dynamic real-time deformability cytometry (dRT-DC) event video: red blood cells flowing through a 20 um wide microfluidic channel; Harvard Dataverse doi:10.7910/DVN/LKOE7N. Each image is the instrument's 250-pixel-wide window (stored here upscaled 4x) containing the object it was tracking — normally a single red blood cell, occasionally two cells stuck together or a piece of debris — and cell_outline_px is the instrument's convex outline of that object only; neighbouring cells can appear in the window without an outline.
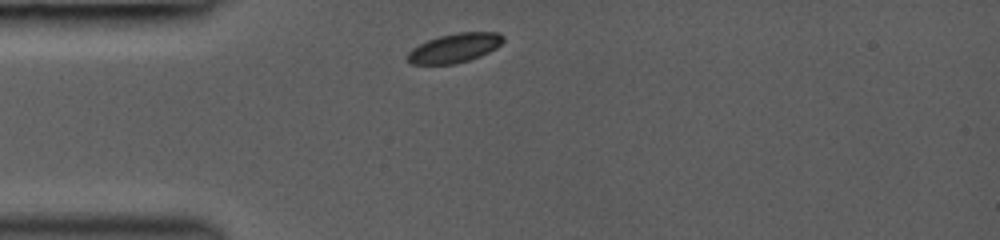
{"species": "common noctule bat (a hibernating species)", "species_latin": "Nyctalus noctula", "temperature_condition": "room temperature", "stored_images_in_passage": 29, "camera_frame_rate_fps": 3000, "um_per_image_px": 0.085, "animal": {"sex": "female", "body_mass_g": 19.0, "forearm_length_mm": 53.3}, "frame": {"image": 1, "passage_image": 1, "time_ms": 0.0, "image_size_px": [1000, 240], "cell_outline_px": [[504, 40], [496, 48], [480, 56], [456, 64], [412, 64], [408, 60], [408, 52], [412, 48], [428, 40], [440, 36], [456, 32], [500, 32], [504, 36]], "centroid_in_image_um": [38.66, 4.07], "position_along_channel_um": 46.3, "area_um2": 16.18}}
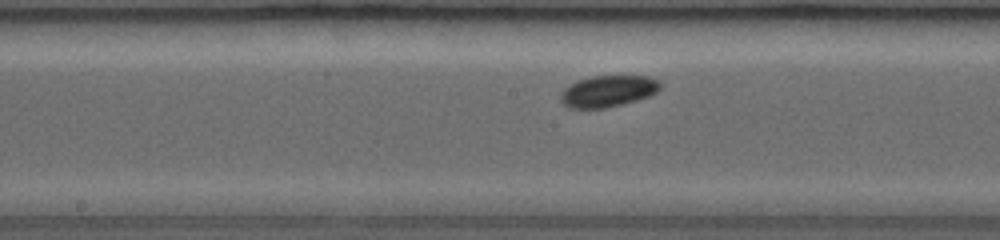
{"frame": {"image": 2, "passage_image": 13, "time_ms": 4.0, "image_size_px": [1000, 240], "cell_outline_px": [[664, 84], [656, 92], [648, 96], [636, 100], [604, 108], [568, 108], [560, 100], [560, 92], [568, 84], [576, 80], [592, 76], [648, 76], [660, 80]], "centroid_in_image_um": [51.66, 7.73], "position_along_channel_um": 196.5, "area_um2": 18.44}}
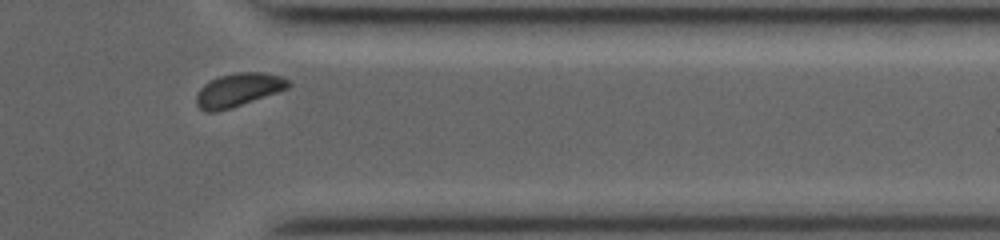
{"frame": {"image": 3, "passage_image": 26, "time_ms": 8.667, "image_size_px": [1000, 240], "cell_outline_px": [[292, 84], [288, 88], [232, 108], [216, 112], [204, 112], [196, 104], [196, 96], [200, 88], [204, 84], [220, 76], [236, 72], [264, 72], [280, 76], [288, 80]], "centroid_in_image_um": [20.24, 7.65], "position_along_channel_um": 391.2, "area_um2": 17.86}, "authors_computed_cell_mechanics": {"area_um2": 17.9758, "velocity_mm_per_s": 4.1532, "shape_relaxation_time_tau1_ms": 0.6664, "shape_relaxation_time_tau2_ms": 2.4276, "deformation_change_tau1": 0.0367, "deformation_change_tau2": 0.0461}}